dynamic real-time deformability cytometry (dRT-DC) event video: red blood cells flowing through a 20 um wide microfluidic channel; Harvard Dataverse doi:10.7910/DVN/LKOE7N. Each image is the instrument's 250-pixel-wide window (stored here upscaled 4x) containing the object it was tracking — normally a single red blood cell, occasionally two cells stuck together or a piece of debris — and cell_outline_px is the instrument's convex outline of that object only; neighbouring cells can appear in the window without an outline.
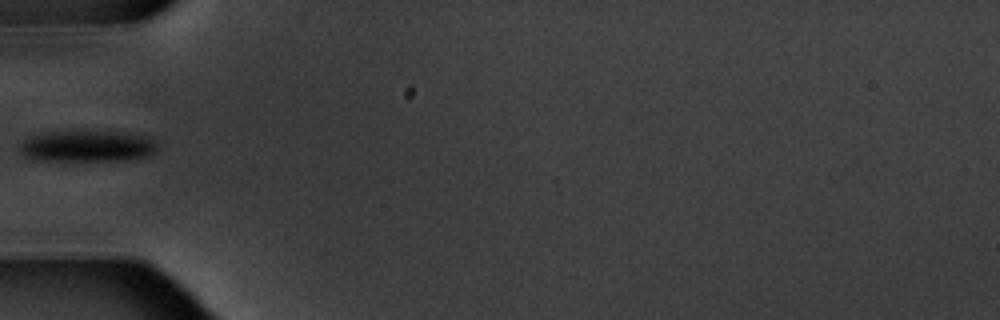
{"species": "common noctule bat (a hibernating species)", "species_latin": "Nyctalus noctula", "temperature_condition": "warm", "stored_images_in_passage": 7, "camera_frame_rate_fps": 3000, "um_per_image_px": 0.085, "animal": {"sex": "male", "body_mass_g": 20.1, "forearm_length_mm": 53.5}, "frame": {"image": 1, "passage_image": 7, "time_ms": 7.0, "image_size_px": [1000, 320], "cell_outline_px": [[156, 152], [148, 156], [132, 160], [32, 160], [24, 156], [20, 152], [20, 144], [24, 140], [32, 136], [48, 132], [120, 132], [148, 136], [156, 140]], "centroid_in_image_um": [7.45, 12.44], "position_along_channel_um": 77.5, "area_um2": 25.03}}